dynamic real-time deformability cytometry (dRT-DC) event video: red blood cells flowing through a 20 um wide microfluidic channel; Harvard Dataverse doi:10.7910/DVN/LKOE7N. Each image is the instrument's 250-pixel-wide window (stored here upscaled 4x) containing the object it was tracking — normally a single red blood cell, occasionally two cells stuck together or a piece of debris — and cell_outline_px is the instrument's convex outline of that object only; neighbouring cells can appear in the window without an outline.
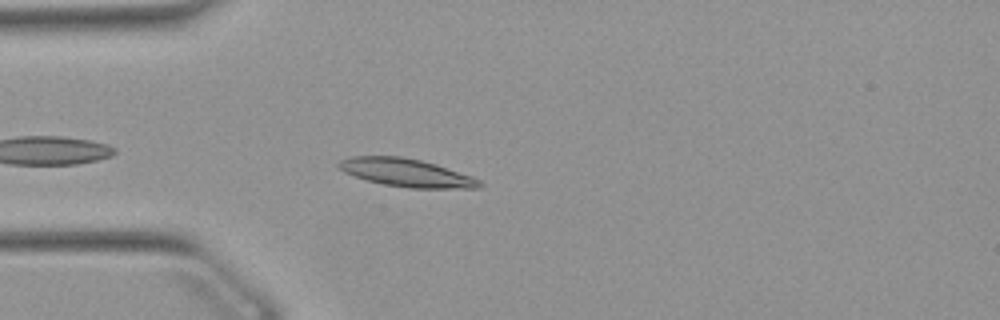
{"species": "Egyptian fruit bat (a non-hibernating species)", "species_latin": "Rousettus aegyptiacus", "temperature_condition": "warm", "stored_images_in_passage": 11, "camera_frame_rate_fps": 3000, "um_per_image_px": 0.085, "animal": {"sex": "female"}, "frame": {"image": 1, "passage_image": 4, "time_ms": 1.0, "image_size_px": [1000, 320], "cell_outline_px": [[484, 184], [480, 188], [408, 188], [384, 184], [368, 180], [344, 172], [336, 164], [340, 160], [352, 156], [400, 156], [420, 160], [436, 164], [472, 176], [480, 180]], "centroid_in_image_um": [34.57, 14.68], "position_along_channel_um": 50.4, "area_um2": 22.89}}
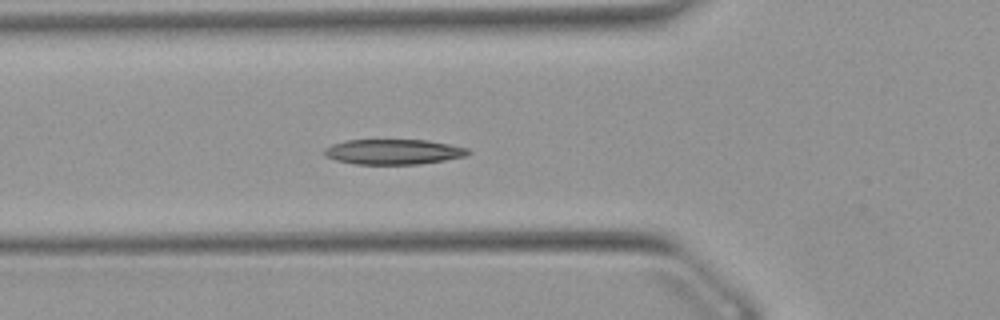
{"frame": {"image": 2, "passage_image": 8, "time_ms": 2.333, "image_size_px": [1000, 320], "cell_outline_px": [[472, 152], [464, 156], [444, 160], [420, 164], [356, 164], [336, 160], [324, 156], [324, 148], [332, 144], [344, 140], [428, 140], [468, 148]], "centroid_in_image_um": [33.42, 12.9], "position_along_channel_um": 92.4, "area_um2": 21.1}}